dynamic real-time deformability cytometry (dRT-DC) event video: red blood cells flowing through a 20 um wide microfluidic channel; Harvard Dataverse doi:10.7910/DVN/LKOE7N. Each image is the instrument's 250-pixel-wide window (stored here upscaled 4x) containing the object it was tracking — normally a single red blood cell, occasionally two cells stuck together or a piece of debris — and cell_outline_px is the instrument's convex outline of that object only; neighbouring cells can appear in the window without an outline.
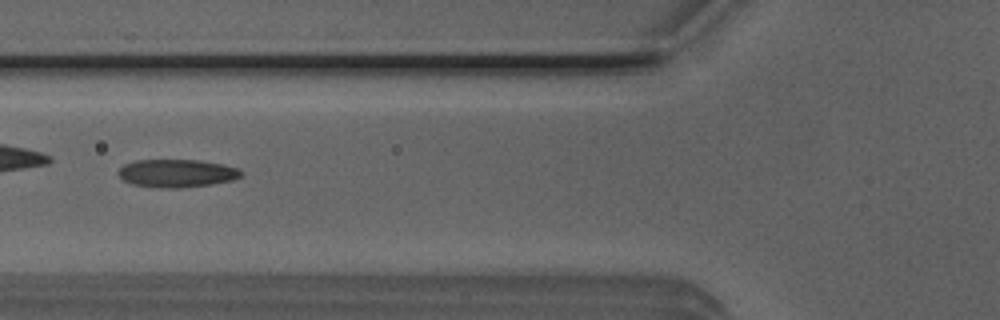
{"species": "Egyptian fruit bat (a non-hibernating species)", "species_latin": "Rousettus aegyptiacus", "temperature_condition": "room temperature", "stored_images_in_passage": 6, "camera_frame_rate_fps": 3000, "um_per_image_px": 0.085, "animal": {"sex": "male"}, "frame": {"image": 1, "passage_image": 6, "time_ms": 1.667, "image_size_px": [1000, 320], "cell_outline_px": [[244, 172], [240, 176], [232, 180], [212, 184], [180, 188], [160, 188], [132, 184], [124, 180], [116, 172], [124, 164], [136, 160], [200, 160], [224, 164], [240, 168]], "centroid_in_image_um": [15.05, 14.72], "position_along_channel_um": 110.7, "area_um2": 20.17}}